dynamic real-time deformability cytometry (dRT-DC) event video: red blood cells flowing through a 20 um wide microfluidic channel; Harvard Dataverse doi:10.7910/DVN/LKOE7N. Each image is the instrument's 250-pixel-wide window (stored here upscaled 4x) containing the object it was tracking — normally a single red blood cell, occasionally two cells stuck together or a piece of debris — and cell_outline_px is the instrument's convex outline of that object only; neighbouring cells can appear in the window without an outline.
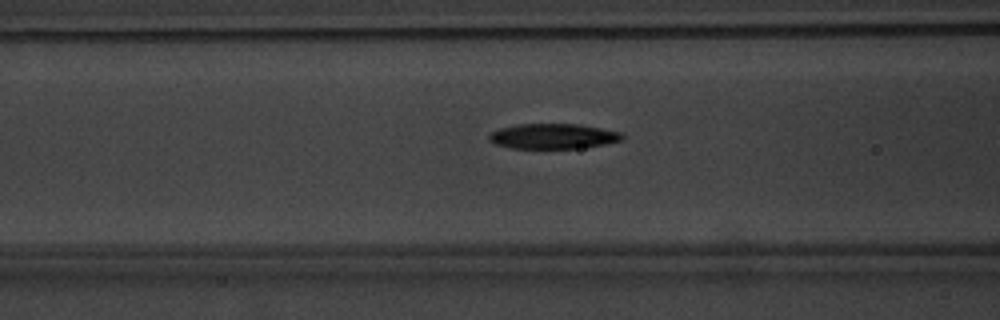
{"species": "common noctule bat (a hibernating species)", "species_latin": "Nyctalus noctula", "temperature_condition": "warm", "stored_images_in_passage": 42, "camera_frame_rate_fps": 3000, "um_per_image_px": 0.085, "animal": {"sex": "male", "body_mass_g": 20.1, "forearm_length_mm": 53.5}, "frame": {"image": 1, "passage_image": 11, "time_ms": 3.333, "image_size_px": [1000, 320], "cell_outline_px": [[624, 140], [604, 144], [580, 148], [512, 148], [496, 144], [488, 140], [488, 136], [492, 132], [500, 128], [520, 124], [580, 124], [620, 132], [624, 136]], "centroid_in_image_um": [47.03, 11.58], "position_along_channel_um": 119.6, "area_um2": 19.42}}
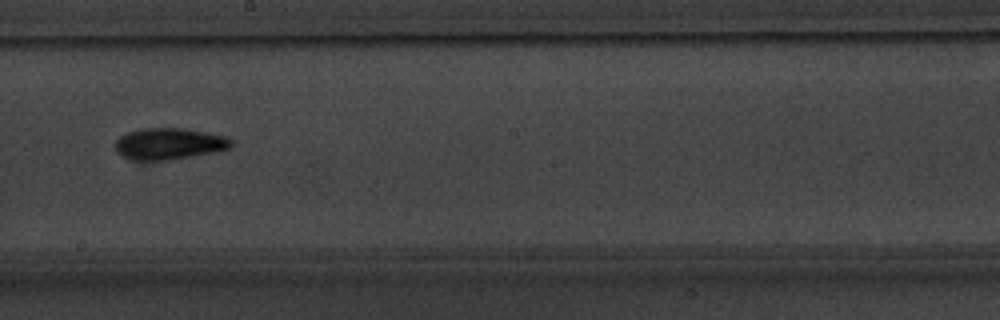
{"frame": {"image": 2, "passage_image": 20, "time_ms": 6.333, "image_size_px": [1000, 320], "cell_outline_px": [[232, 148], [216, 152], [172, 160], [136, 160], [120, 156], [116, 152], [116, 140], [120, 136], [128, 132], [140, 128], [184, 128], [208, 132], [228, 136], [232, 140]], "centroid_in_image_um": [14.42, 12.22], "position_along_channel_um": 233.8, "area_um2": 21.68}}
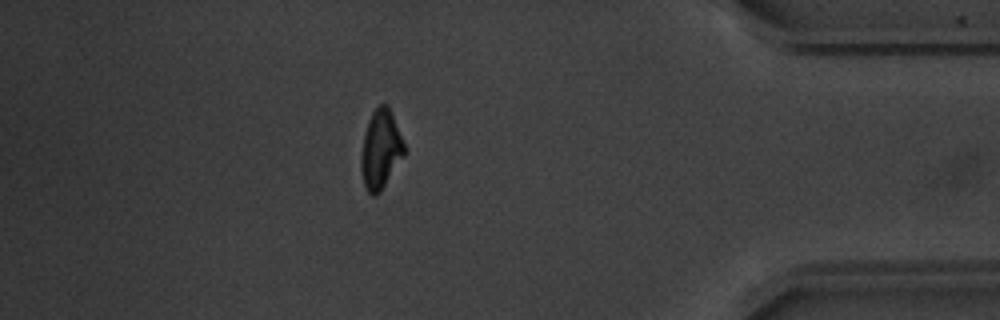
{"frame": {"image": 3, "passage_image": 36, "time_ms": 11.667, "image_size_px": [1000, 320], "cell_outline_px": [[404, 156], [380, 192], [376, 196], [372, 196], [368, 192], [364, 184], [360, 168], [360, 156], [364, 136], [368, 120], [372, 112], [380, 104], [388, 104], [392, 112], [404, 144]], "centroid_in_image_um": [32.34, 12.71], "position_along_channel_um": 402.9, "area_um2": 19.83}, "authors_computed_cell_mechanics": {"area_um2": 20.0855, "velocity_mm_per_s": 3.8004, "shape_relaxation_time_tau1_ms": 2.7696, "shape_relaxation_time_tau2_ms": 4.3878, "deformation_change_tau1": 0.159, "deformation_change_tau2": 0.1025}}